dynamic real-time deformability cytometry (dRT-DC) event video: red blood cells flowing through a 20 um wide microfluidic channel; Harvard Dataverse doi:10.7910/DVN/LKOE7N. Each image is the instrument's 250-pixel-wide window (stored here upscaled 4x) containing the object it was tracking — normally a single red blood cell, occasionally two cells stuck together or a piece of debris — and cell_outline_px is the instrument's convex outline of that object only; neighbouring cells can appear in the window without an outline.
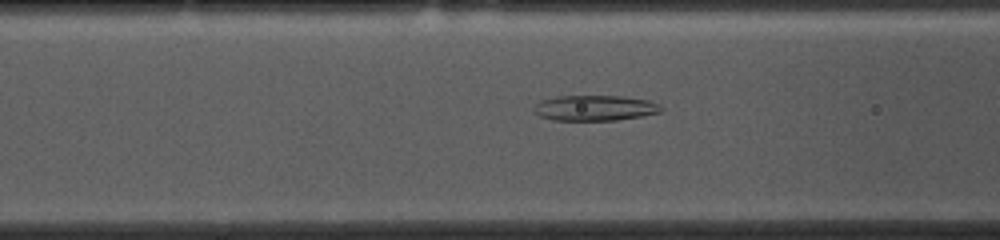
{"species": "common noctule bat (a hibernating species)", "species_latin": "Nyctalus noctula", "temperature_condition": "cold", "stored_images_in_passage": 53, "camera_frame_rate_fps": 3000, "um_per_image_px": 0.085, "animal": {"sex": "female", "body_mass_g": 10.0, "forearm_length_mm": 53.1}, "frame": {"image": 1, "passage_image": 19, "time_ms": 6.0, "image_size_px": [1000, 240], "cell_outline_px": [[664, 108], [660, 112], [640, 116], [616, 120], [552, 120], [540, 116], [532, 108], [540, 100], [556, 96], [624, 96], [648, 100], [660, 104]], "centroid_in_image_um": [50.56, 9.17], "position_along_channel_um": 116.0, "area_um2": 18.9}}
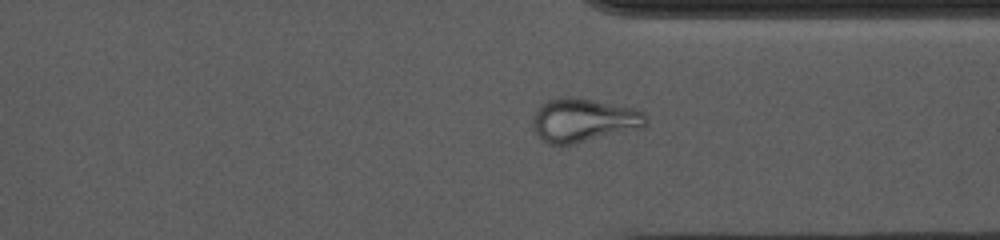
{"frame": {"image": 2, "passage_image": 39, "time_ms": 12.667, "image_size_px": [1000, 240], "cell_outline_px": [[648, 120], [644, 128], [572, 144], [548, 144], [532, 128], [532, 116], [540, 104], [548, 100], [568, 96], [592, 100], [632, 108], [644, 112]], "centroid_in_image_um": [49.6, 10.22], "position_along_channel_um": 361.8, "area_um2": 28.67}}
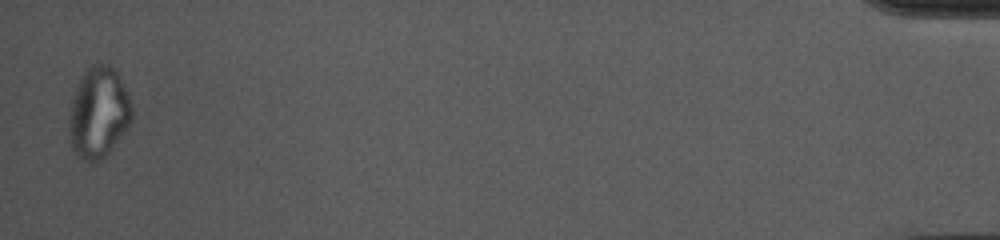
{"frame": {"image": 3, "passage_image": 52, "time_ms": 17.0, "image_size_px": [1000, 240], "cell_outline_px": [[132, 120], [112, 148], [96, 164], [84, 160], [72, 148], [68, 120], [72, 100], [80, 76], [92, 64], [108, 64], [120, 76], [128, 92], [132, 104]], "centroid_in_image_um": [8.39, 9.56], "position_along_channel_um": 426.8, "area_um2": 33.18}, "authors_computed_cell_mechanics": {"area_um2": 25.7788, "velocity_mm_per_s": 3.7014, "shape_relaxation_time_tau1_ms": null, "shape_relaxation_time_tau2_ms": 2.7171, "deformation_change_tau1": null, "deformation_change_tau2": 0.0903}}